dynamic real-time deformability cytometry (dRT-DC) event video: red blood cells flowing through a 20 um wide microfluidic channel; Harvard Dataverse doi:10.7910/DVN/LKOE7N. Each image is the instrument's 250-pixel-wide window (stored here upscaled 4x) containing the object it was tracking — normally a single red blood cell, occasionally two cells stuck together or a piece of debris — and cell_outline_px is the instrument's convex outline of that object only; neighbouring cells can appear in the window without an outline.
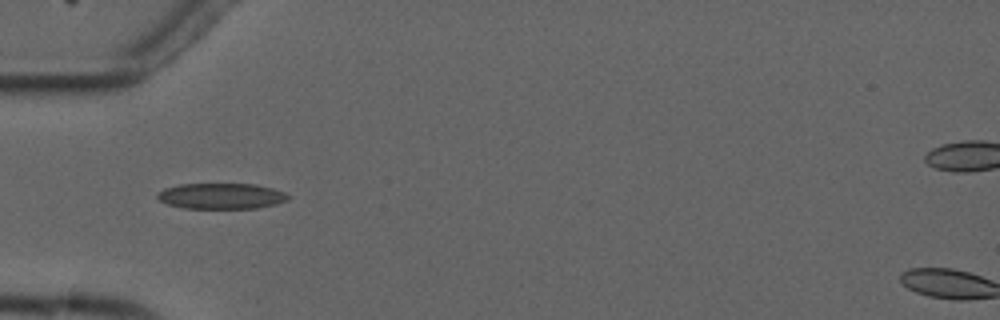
{"species": "common noctule bat (a hibernating species)", "species_latin": "Nyctalus noctula", "temperature_condition": "cold", "stored_images_in_passage": 3, "camera_frame_rate_fps": 3000, "um_per_image_px": 0.085, "animal": {"sex": "male", "forearm_length_mm": 52.5}, "frame": {"image": 1, "passage_image": 1, "time_ms": 0.0, "image_size_px": [1000, 320], "cell_outline_px": [[288, 200], [276, 204], [256, 208], [184, 208], [168, 204], [160, 200], [156, 196], [164, 188], [180, 184], [256, 184], [272, 188], [284, 192], [288, 196]], "centroid_in_image_um": [18.82, 16.66], "position_along_channel_um": 66.2, "area_um2": 19.48}}
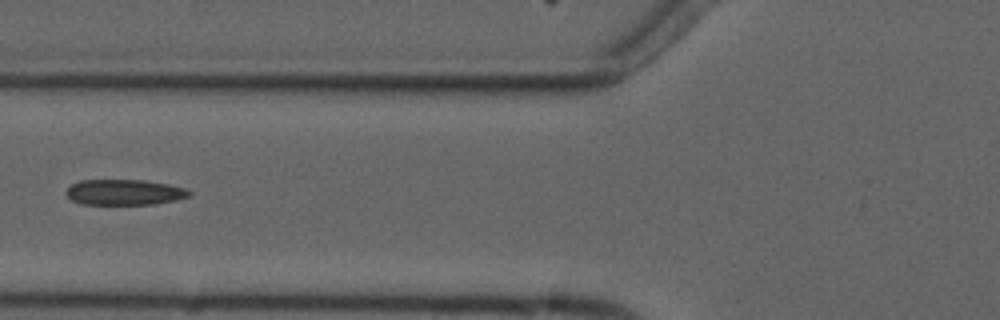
{"frame": {"image": 2, "passage_image": 2, "time_ms": 1.333, "image_size_px": [1000, 320], "cell_outline_px": [[192, 192], [188, 196], [176, 200], [156, 204], [80, 204], [72, 200], [64, 192], [72, 184], [80, 180], [144, 180], [168, 184], [184, 188]], "centroid_in_image_um": [10.56, 16.34], "position_along_channel_um": 115.2, "area_um2": 18.32}}
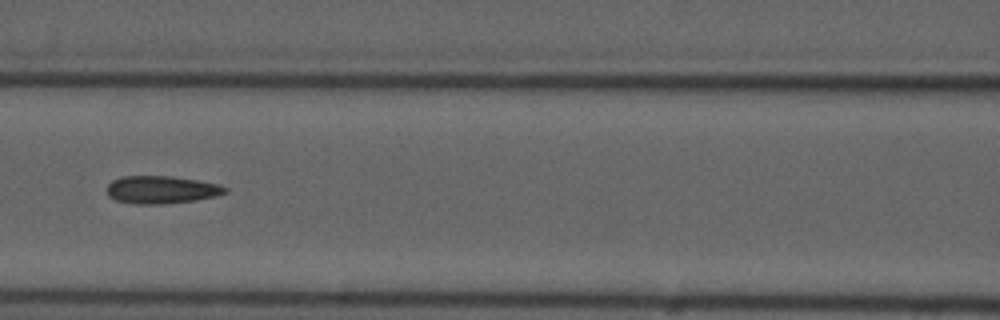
{"frame": {"image": 3, "passage_image": 3, "time_ms": 2.333, "image_size_px": [1000, 320], "cell_outline_px": [[228, 192], [216, 196], [196, 200], [164, 204], [136, 204], [116, 200], [108, 196], [108, 184], [112, 180], [124, 176], [172, 176], [220, 184], [228, 188]], "centroid_in_image_um": [13.75, 16.13], "position_along_channel_um": 152.9, "area_um2": 19.13}}